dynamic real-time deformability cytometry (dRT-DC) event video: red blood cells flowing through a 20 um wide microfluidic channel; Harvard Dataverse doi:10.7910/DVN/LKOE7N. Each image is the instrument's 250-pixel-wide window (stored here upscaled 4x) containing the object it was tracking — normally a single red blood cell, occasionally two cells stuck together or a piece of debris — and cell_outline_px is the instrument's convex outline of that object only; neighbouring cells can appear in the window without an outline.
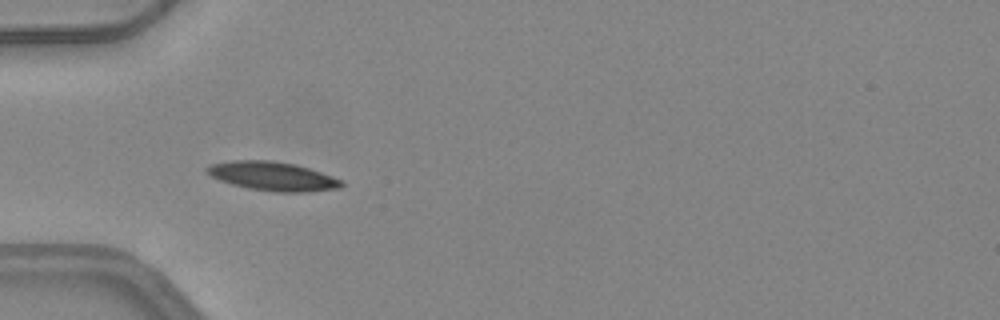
{"species": "common noctule bat (a hibernating species)", "species_latin": "Nyctalus noctula", "temperature_condition": "warm", "stored_images_in_passage": 35, "camera_frame_rate_fps": 3000, "um_per_image_px": 0.085, "animal": {"sex": "female", "body_mass_g": 24.6, "forearm_length_mm": 56.2}, "frame": {"image": 1, "passage_image": 2, "time_ms": 0.333, "image_size_px": [1000, 320], "cell_outline_px": [[344, 184], [340, 188], [308, 192], [276, 192], [248, 188], [232, 184], [220, 180], [204, 172], [204, 168], [208, 164], [232, 160], [272, 160], [296, 164], [320, 172], [340, 180]], "centroid_in_image_um": [23.12, 14.97], "position_along_channel_um": 61.9, "area_um2": 22.72}}
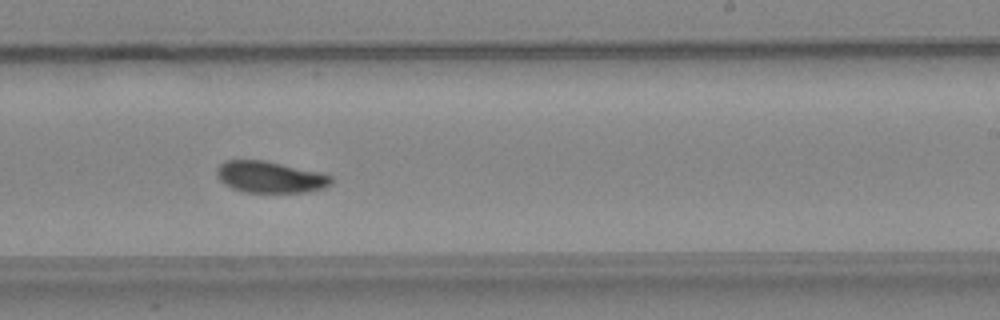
{"frame": {"image": 2, "passage_image": 17, "time_ms": 5.333, "image_size_px": [1000, 320], "cell_outline_px": [[332, 184], [324, 188], [308, 192], [244, 192], [232, 188], [224, 184], [216, 176], [216, 168], [224, 160], [264, 160], [320, 172], [332, 176]], "centroid_in_image_um": [22.95, 15.05], "position_along_channel_um": 266.1, "area_um2": 21.15}}
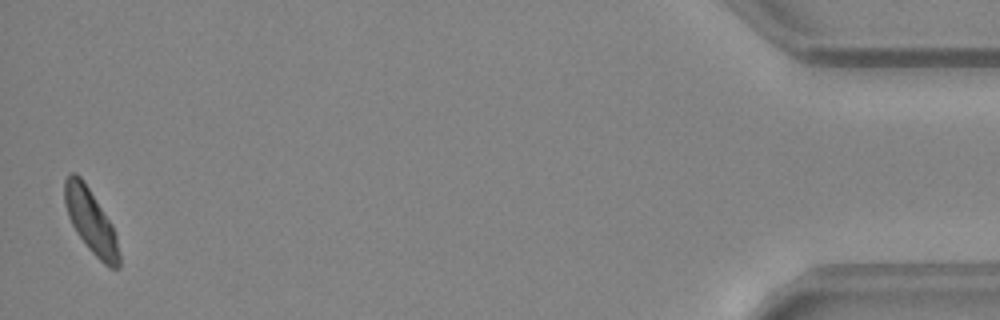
{"frame": {"image": 3, "passage_image": 35, "time_ms": 11.333, "image_size_px": [1000, 320], "cell_outline_px": [[120, 268], [108, 268], [88, 248], [76, 232], [68, 216], [64, 204], [64, 180], [72, 172], [76, 172], [84, 180], [112, 224], [116, 236], [120, 256]], "centroid_in_image_um": [7.72, 18.79], "position_along_channel_um": 427.5, "area_um2": 20.4}, "authors_computed_cell_mechanics": {"area_um2": 21.1548, "velocity_mm_per_s": 4.158, "shape_relaxation_time_tau1_ms": 4.8027, "shape_relaxation_time_tau2_ms": 7.255, "deformation_change_tau1": 0.1292, "deformation_change_tau2": 0.1251}}